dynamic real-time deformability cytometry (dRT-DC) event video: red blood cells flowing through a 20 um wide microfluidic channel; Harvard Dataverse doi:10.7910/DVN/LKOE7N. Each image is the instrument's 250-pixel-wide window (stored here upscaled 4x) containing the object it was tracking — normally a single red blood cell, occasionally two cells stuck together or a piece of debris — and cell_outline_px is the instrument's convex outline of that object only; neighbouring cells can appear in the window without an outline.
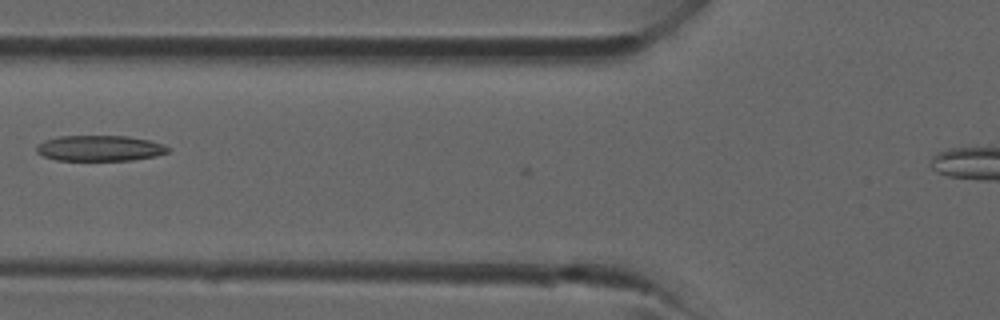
{"species": "common noctule bat (a hibernating species)", "species_latin": "Nyctalus noctula", "temperature_condition": "room temperature", "stored_images_in_passage": 22, "camera_frame_rate_fps": 3000, "um_per_image_px": 0.085, "animal": {"sex": "male", "forearm_length_mm": 52.5}, "frame": {"image": 1, "passage_image": 2, "time_ms": 0.333, "image_size_px": [1000, 320], "cell_outline_px": [[168, 152], [156, 156], [132, 160], [56, 160], [44, 156], [36, 152], [36, 144], [44, 140], [60, 136], [128, 136], [148, 140], [164, 144], [168, 148]], "centroid_in_image_um": [8.45, 12.6], "position_along_channel_um": 117.3, "area_um2": 19.65}}